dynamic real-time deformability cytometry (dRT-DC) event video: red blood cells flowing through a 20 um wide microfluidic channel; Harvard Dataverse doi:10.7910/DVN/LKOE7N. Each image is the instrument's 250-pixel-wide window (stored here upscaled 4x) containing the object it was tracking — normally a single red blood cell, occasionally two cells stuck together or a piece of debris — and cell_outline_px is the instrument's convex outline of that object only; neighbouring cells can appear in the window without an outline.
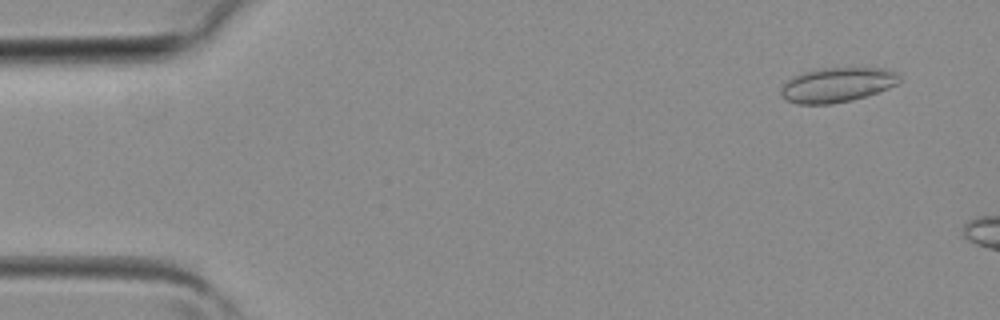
{"species": "common noctule bat (a hibernating species)", "species_latin": "Nyctalus noctula", "temperature_condition": "room temperature", "stored_images_in_passage": 3, "camera_frame_rate_fps": 3000, "um_per_image_px": 0.085, "animal": {"sex": "female", "body_mass_g": 19.3, "forearm_length_mm": 54.1}, "frame": {"image": 1, "passage_image": 1, "time_ms": 0.0, "image_size_px": [1000, 320], "cell_outline_px": [[900, 84], [852, 100], [832, 104], [796, 104], [780, 96], [780, 88], [792, 76], [804, 72], [820, 68], [884, 68], [900, 72]], "centroid_in_image_um": [71.17, 7.2], "position_along_channel_um": 13.8, "area_um2": 24.1}}